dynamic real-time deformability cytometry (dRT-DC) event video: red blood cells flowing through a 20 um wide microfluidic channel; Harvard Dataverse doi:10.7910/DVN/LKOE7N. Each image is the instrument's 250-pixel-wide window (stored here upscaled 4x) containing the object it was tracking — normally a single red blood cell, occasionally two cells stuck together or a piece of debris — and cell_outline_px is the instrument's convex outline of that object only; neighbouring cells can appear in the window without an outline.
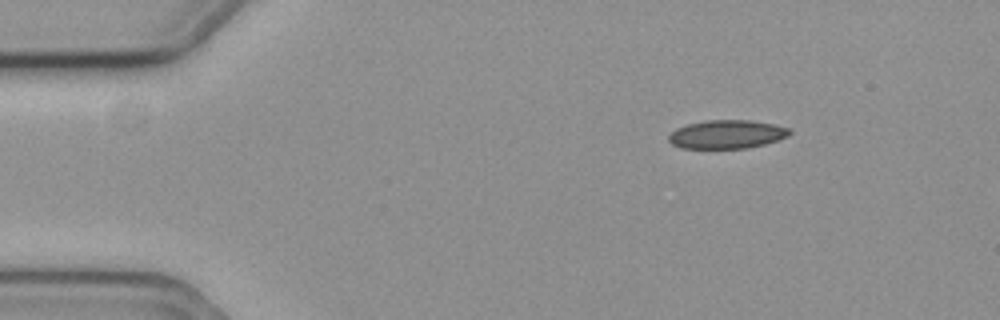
{"species": "common noctule bat (a hibernating species)", "species_latin": "Nyctalus noctula", "temperature_condition": "cold", "stored_images_in_passage": 3, "camera_frame_rate_fps": 3000, "um_per_image_px": 0.085, "animal": {"sex": "female", "body_mass_g": 19.3, "forearm_length_mm": 54.1}, "frame": {"image": 1, "passage_image": 1, "time_ms": 0.0, "image_size_px": [1000, 320], "cell_outline_px": [[792, 132], [788, 136], [764, 144], [748, 148], [680, 148], [672, 144], [668, 140], [668, 136], [676, 128], [688, 124], [704, 120], [752, 120], [776, 124], [788, 128]], "centroid_in_image_um": [61.78, 11.41], "position_along_channel_um": 23.2, "area_um2": 20.17}}